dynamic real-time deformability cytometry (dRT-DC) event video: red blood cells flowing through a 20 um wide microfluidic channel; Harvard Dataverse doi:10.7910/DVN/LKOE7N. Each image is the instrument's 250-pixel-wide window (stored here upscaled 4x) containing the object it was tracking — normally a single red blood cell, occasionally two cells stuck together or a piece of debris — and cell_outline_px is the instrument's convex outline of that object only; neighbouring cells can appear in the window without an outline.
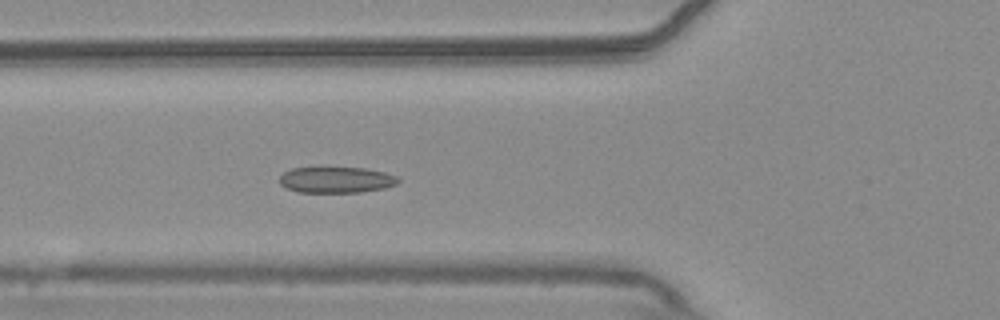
{"species": "common noctule bat (a hibernating species)", "species_latin": "Nyctalus noctula", "temperature_condition": "warm", "stored_images_in_passage": 54, "camera_frame_rate_fps": 3000, "um_per_image_px": 0.085, "animal": {"sex": "male", "body_mass_g": 20.4}, "frame": {"image": 1, "passage_image": 20, "time_ms": 6.333, "image_size_px": [1000, 320], "cell_outline_px": [[400, 180], [396, 184], [384, 188], [360, 192], [296, 192], [284, 188], [276, 180], [284, 172], [292, 168], [320, 164], [368, 168], [384, 172], [396, 176]], "centroid_in_image_um": [28.48, 15.23], "position_along_channel_um": 97.3, "area_um2": 19.19}}
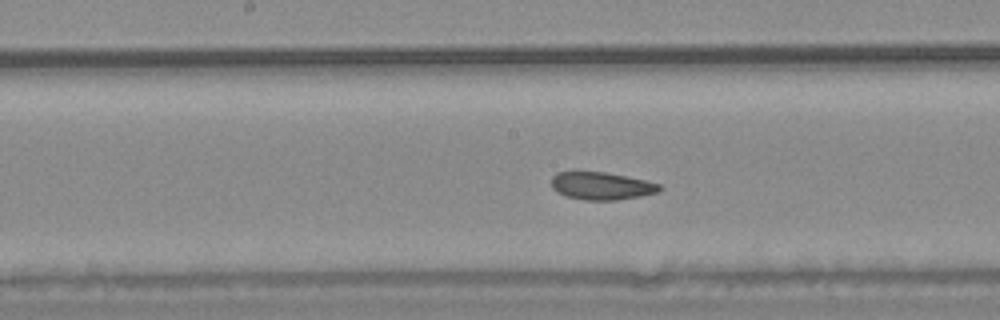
{"frame": {"image": 2, "passage_image": 28, "time_ms": 9.0, "image_size_px": [1000, 320], "cell_outline_px": [[664, 188], [660, 192], [640, 196], [616, 200], [584, 200], [564, 196], [556, 192], [552, 188], [552, 176], [556, 172], [604, 172], [644, 180], [660, 184]], "centroid_in_image_um": [51.12, 15.81], "position_along_channel_um": 197.1, "area_um2": 17.46}}
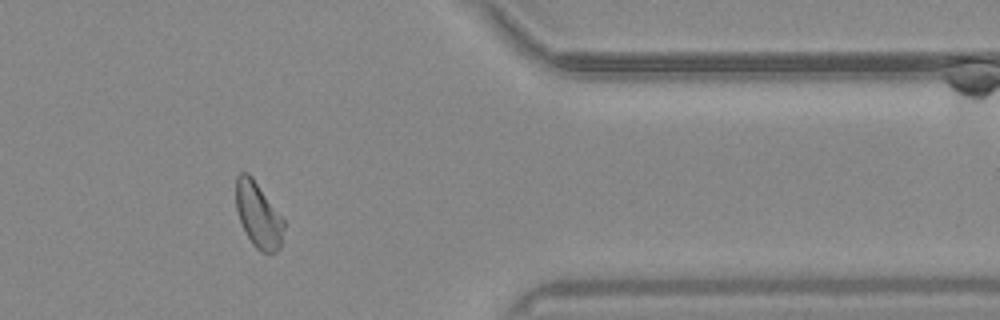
{"frame": {"image": 3, "passage_image": 45, "time_ms": 14.667, "image_size_px": [1000, 320], "cell_outline_px": [[284, 228], [280, 248], [276, 252], [260, 252], [252, 244], [240, 220], [236, 208], [236, 176], [240, 172], [248, 172], [252, 176], [284, 220]], "centroid_in_image_um": [21.95, 18.26], "position_along_channel_um": 389.4, "area_um2": 18.09}, "authors_computed_cell_mechanics": {"area_um2": 18.9295, "velocity_mm_per_s": 3.734, "shape_relaxation_time_tau1_ms": 8.4241, "shape_relaxation_time_tau2_ms": 2.2333, "deformation_change_tau1": 0.1168, "deformation_change_tau2": 0.0797}}